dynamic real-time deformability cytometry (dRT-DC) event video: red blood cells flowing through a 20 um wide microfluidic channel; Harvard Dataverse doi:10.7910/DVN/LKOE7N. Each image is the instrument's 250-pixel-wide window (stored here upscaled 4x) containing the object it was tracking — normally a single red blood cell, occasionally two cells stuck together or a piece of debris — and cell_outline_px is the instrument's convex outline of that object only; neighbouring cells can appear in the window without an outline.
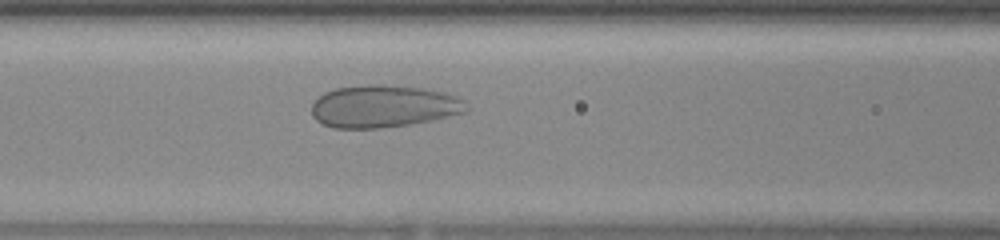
{"species": "human", "species_latin": "Homo sapiens", "temperature_condition": "warm", "stored_images_in_passage": 44, "camera_frame_rate_fps": 3000, "um_per_image_px": 0.085, "donor": {"sex": "female"}, "frame": {"image": 1, "passage_image": 18, "time_ms": 5.667, "image_size_px": [1000, 240], "cell_outline_px": [[468, 108], [464, 112], [428, 120], [408, 124], [376, 128], [332, 128], [316, 120], [312, 116], [312, 104], [324, 92], [336, 88], [368, 84], [376, 84], [420, 88], [440, 92], [452, 96], [460, 100]], "centroid_in_image_um": [32.49, 9.04], "position_along_channel_um": 134.1, "area_um2": 37.34}}
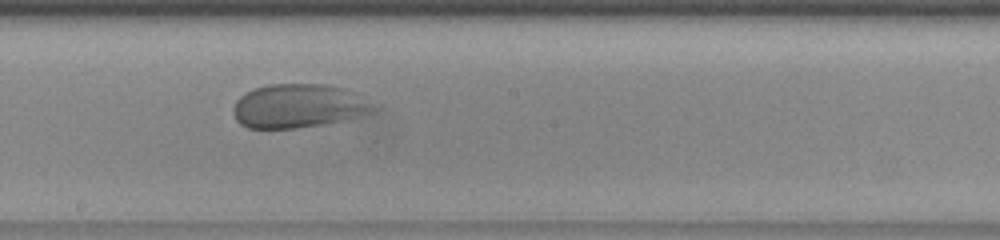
{"frame": {"image": 2, "passage_image": 24, "time_ms": 7.667, "image_size_px": [1000, 240], "cell_outline_px": [[380, 108], [372, 112], [344, 120], [296, 128], [248, 128], [240, 124], [236, 120], [232, 108], [236, 100], [240, 96], [256, 88], [268, 84], [324, 84], [340, 88]], "centroid_in_image_um": [25.29, 9.02], "position_along_channel_um": 222.9, "area_um2": 35.14}}
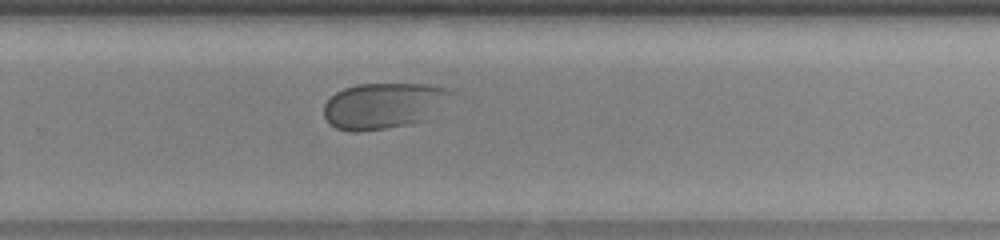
{"frame": {"image": 3, "passage_image": 29, "time_ms": 9.333, "image_size_px": [1000, 240], "cell_outline_px": [[456, 92], [428, 120], [408, 124], [360, 132], [352, 132], [336, 128], [324, 116], [324, 104], [336, 92], [344, 88], [360, 84], [428, 84], [444, 88]], "centroid_in_image_um": [32.63, 8.98], "position_along_channel_um": 297.2, "area_um2": 34.04}}